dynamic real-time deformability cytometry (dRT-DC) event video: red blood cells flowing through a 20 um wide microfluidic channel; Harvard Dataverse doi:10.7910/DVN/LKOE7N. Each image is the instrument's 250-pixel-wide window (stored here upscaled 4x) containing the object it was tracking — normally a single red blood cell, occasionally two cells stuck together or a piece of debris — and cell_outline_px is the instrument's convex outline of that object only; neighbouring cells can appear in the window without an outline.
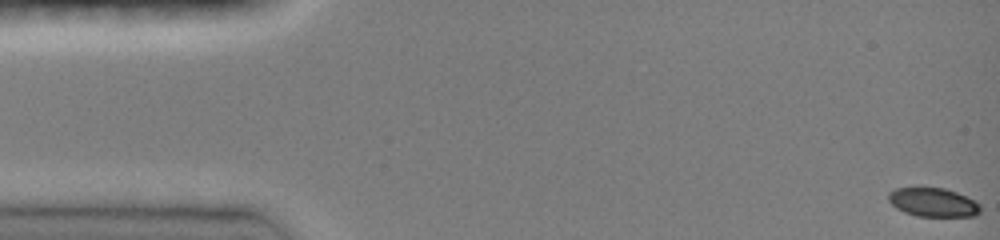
{"species": "common noctule bat (a hibernating species)", "species_latin": "Nyctalus noctula", "temperature_condition": "room temperature", "stored_images_in_passage": 49, "camera_frame_rate_fps": 3000, "um_per_image_px": 0.085, "animal": {"sex": "female", "body_mass_g": 19.0, "forearm_length_mm": 51.5}, "frame": {"image": 1, "passage_image": 1, "time_ms": 0.0, "image_size_px": [1000, 240], "cell_outline_px": [[980, 212], [976, 216], [916, 216], [904, 212], [896, 208], [888, 200], [888, 192], [896, 188], [920, 184], [944, 188], [956, 192], [976, 200], [980, 204]], "centroid_in_image_um": [79.28, 17.14], "position_along_channel_um": 5.7, "area_um2": 16.18}}
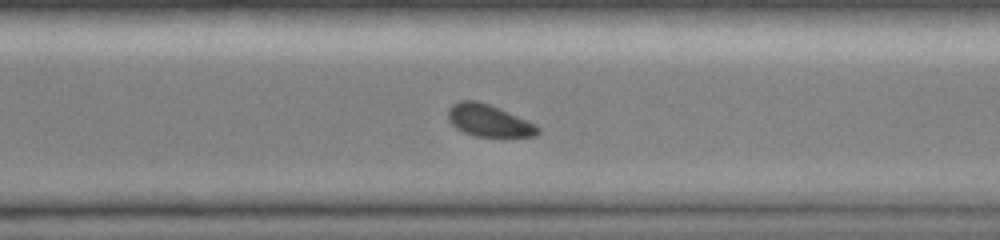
{"frame": {"image": 2, "passage_image": 35, "time_ms": 11.333, "image_size_px": [1000, 240], "cell_outline_px": [[540, 132], [536, 136], [476, 136], [464, 132], [456, 128], [448, 120], [448, 108], [452, 104], [460, 100], [476, 100], [488, 104], [508, 112], [536, 124], [540, 128]], "centroid_in_image_um": [41.53, 10.24], "position_along_channel_um": 329.1, "area_um2": 16.65}}
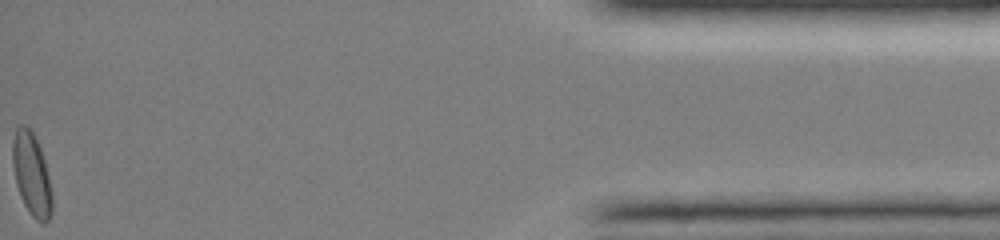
{"frame": {"image": 3, "passage_image": 49, "time_ms": 16.0, "image_size_px": [1000, 240], "cell_outline_px": [[52, 212], [48, 220], [44, 224], [36, 220], [32, 216], [24, 204], [20, 196], [16, 184], [12, 164], [12, 144], [16, 128], [20, 124], [24, 124], [32, 128], [36, 136], [44, 160], [48, 176], [52, 196]], "centroid_in_image_um": [2.67, 14.78], "position_along_channel_um": 432.5, "area_um2": 19.19}, "authors_computed_cell_mechanics": {"area_um2": 17.4556, "velocity_mm_per_s": 4.0005, "shape_relaxation_time_tau1_ms": 2.2933, "shape_relaxation_time_tau2_ms": null, "deformation_change_tau1": 0.0829, "deformation_change_tau2": null}}